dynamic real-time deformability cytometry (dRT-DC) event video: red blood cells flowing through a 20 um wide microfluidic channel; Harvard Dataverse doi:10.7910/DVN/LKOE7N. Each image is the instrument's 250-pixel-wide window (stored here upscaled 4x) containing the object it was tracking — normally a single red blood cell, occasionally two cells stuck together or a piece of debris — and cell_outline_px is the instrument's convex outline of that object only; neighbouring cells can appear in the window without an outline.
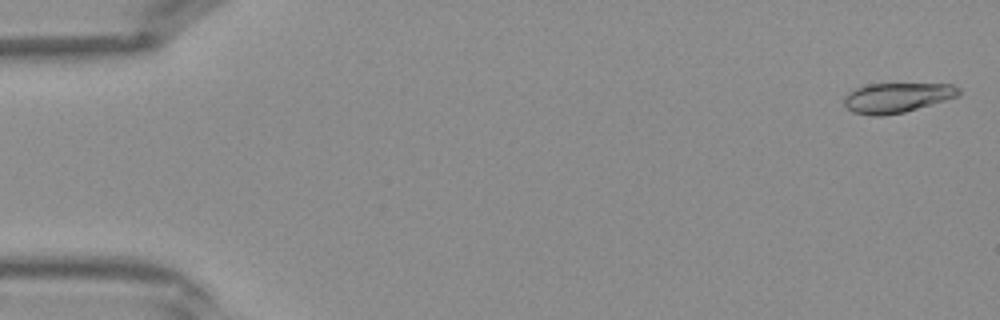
{"species": "Egyptian fruit bat (a non-hibernating species)", "species_latin": "Rousettus aegyptiacus", "temperature_condition": "warm", "stored_images_in_passage": 11, "camera_frame_rate_fps": 3000, "um_per_image_px": 0.085, "frame": {"image": 1, "passage_image": 1, "time_ms": 0.0, "image_size_px": [1000, 320], "cell_outline_px": [[960, 96], [904, 112], [880, 116], [872, 116], [852, 112], [844, 104], [844, 96], [848, 92], [856, 88], [868, 84], [952, 84], [960, 88]], "centroid_in_image_um": [76.24, 8.3], "position_along_channel_um": 8.8, "area_um2": 19.94}}